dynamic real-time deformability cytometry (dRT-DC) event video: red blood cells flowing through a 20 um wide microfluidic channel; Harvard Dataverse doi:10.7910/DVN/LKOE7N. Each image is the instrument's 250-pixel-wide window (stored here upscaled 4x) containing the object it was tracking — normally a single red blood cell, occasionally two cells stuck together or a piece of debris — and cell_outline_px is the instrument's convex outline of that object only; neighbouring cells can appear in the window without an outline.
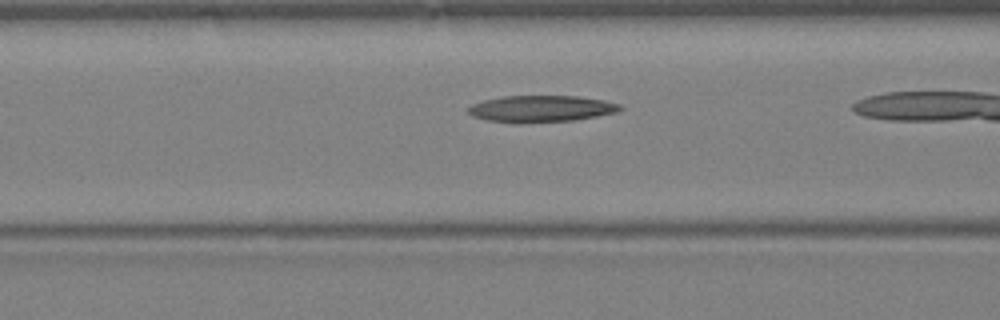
{"species": "Egyptian fruit bat (a non-hibernating species)", "species_latin": "Rousettus aegyptiacus", "temperature_condition": "warm", "stored_images_in_passage": 16, "camera_frame_rate_fps": 3000, "um_per_image_px": 0.085, "animal": {"sex": "female"}, "frame": {"image": 1, "passage_image": 12, "time_ms": 3.667, "image_size_px": [1000, 320], "cell_outline_px": [[624, 108], [616, 112], [596, 116], [572, 120], [520, 124], [488, 120], [472, 116], [468, 112], [468, 108], [472, 104], [484, 100], [504, 96], [576, 96], [604, 100], [620, 104]], "centroid_in_image_um": [45.98, 9.25], "position_along_channel_um": 120.6, "area_um2": 23.58}}